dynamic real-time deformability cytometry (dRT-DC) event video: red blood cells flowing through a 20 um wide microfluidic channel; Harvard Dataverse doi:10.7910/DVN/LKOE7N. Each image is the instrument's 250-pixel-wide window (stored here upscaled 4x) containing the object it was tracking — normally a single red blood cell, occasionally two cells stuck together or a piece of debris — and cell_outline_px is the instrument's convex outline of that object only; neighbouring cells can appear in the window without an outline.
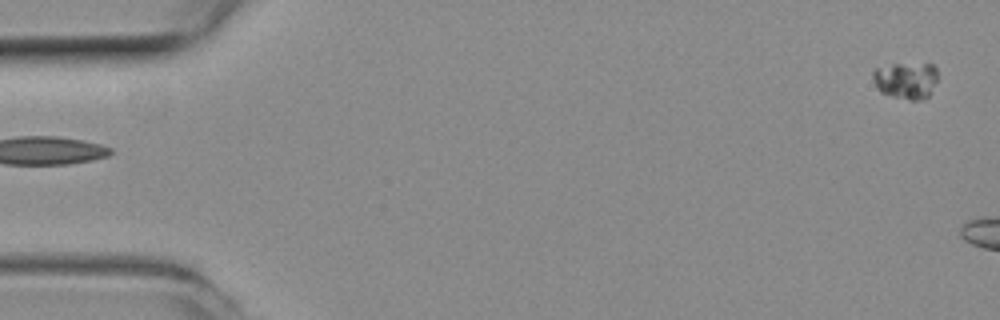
{"species": "common noctule bat (a hibernating species)", "species_latin": "Nyctalus noctula", "temperature_condition": "room temperature", "stored_images_in_passage": 6, "camera_frame_rate_fps": 3000, "um_per_image_px": 0.085, "animal": {"sex": "female", "body_mass_g": 19.3, "forearm_length_mm": 54.1}, "frame": {"image": 1, "passage_image": 1, "time_ms": 0.0, "image_size_px": [1000, 320], "cell_outline_px": [[936, 80], [928, 96], [916, 100], [912, 100], [892, 96], [880, 92], [872, 76], [872, 72], [876, 68], [892, 64], [932, 64], [936, 68]], "centroid_in_image_um": [76.98, 6.82], "position_along_channel_um": 8.0, "area_um2": 13.58}}